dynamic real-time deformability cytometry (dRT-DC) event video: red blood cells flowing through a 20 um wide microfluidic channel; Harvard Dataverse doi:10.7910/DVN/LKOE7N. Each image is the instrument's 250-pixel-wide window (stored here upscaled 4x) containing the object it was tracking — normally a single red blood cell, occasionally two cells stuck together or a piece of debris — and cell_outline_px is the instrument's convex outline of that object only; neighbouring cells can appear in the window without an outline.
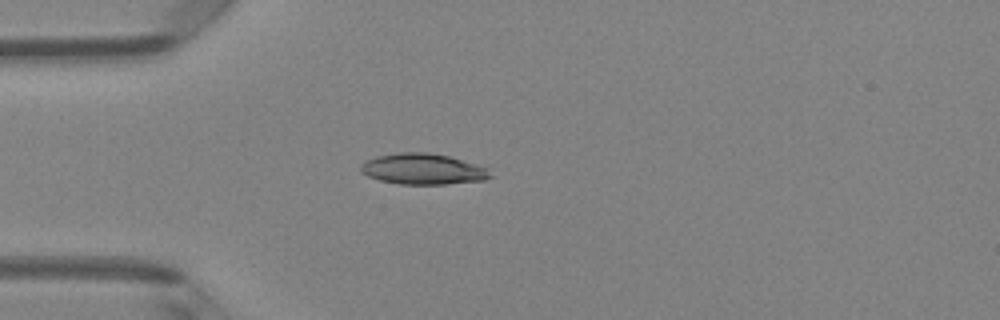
{"species": "Egyptian fruit bat (a non-hibernating species)", "species_latin": "Rousettus aegyptiacus", "temperature_condition": "room temperature", "stored_images_in_passage": 1, "camera_frame_rate_fps": 3000, "um_per_image_px": 0.085, "animal": {"sex": "female"}, "frame": {"image": 1, "passage_image": 1, "time_ms": 0.0, "image_size_px": [1000, 320], "cell_outline_px": [[492, 176], [484, 180], [444, 184], [400, 184], [380, 180], [368, 176], [360, 172], [360, 164], [376, 156], [396, 152], [428, 152], [448, 156], [488, 168]], "centroid_in_image_um": [35.92, 14.36], "position_along_channel_um": 49.1, "area_um2": 23.24}}